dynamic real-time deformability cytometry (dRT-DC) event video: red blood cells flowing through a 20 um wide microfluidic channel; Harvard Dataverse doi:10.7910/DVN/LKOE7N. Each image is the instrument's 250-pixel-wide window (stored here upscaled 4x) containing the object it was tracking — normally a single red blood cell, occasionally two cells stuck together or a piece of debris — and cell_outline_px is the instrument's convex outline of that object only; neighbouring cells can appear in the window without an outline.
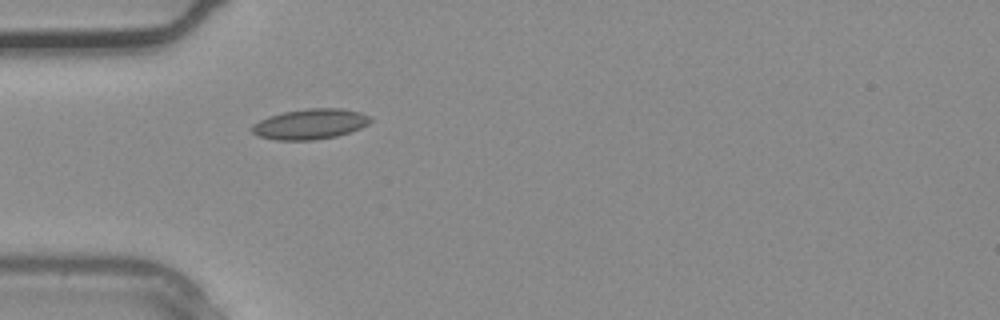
{"species": "common noctule bat (a hibernating species)", "species_latin": "Nyctalus noctula", "temperature_condition": "warm", "stored_images_in_passage": 1, "camera_frame_rate_fps": 3000, "um_per_image_px": 0.085, "animal": {"sex": "male", "body_mass_g": 20.4}, "frame": {"image": 1, "passage_image": 1, "time_ms": 0.0, "image_size_px": [1000, 320], "cell_outline_px": [[372, 120], [368, 124], [360, 128], [336, 136], [312, 140], [276, 140], [256, 136], [252, 132], [252, 124], [268, 116], [284, 112], [308, 108], [340, 108], [360, 112], [372, 116]], "centroid_in_image_um": [26.35, 10.54], "position_along_channel_um": 58.6, "area_um2": 20.98}}